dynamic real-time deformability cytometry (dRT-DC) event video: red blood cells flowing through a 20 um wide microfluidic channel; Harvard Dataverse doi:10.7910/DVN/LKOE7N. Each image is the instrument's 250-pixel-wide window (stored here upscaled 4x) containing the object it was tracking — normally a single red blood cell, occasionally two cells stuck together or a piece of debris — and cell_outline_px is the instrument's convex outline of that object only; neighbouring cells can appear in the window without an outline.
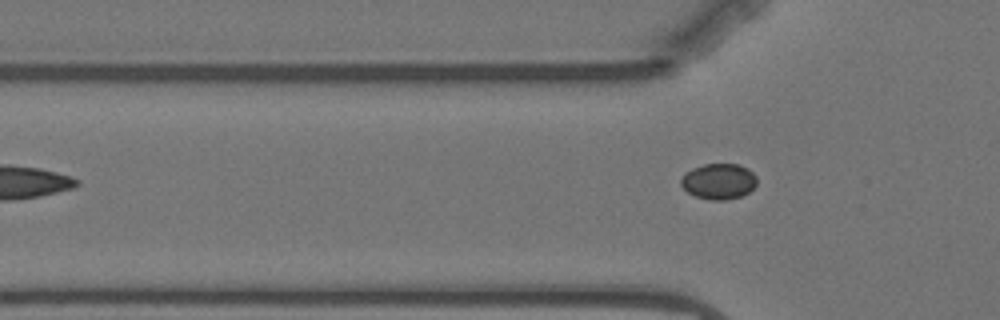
{"species": "Egyptian fruit bat (a non-hibernating species)", "species_latin": "Rousettus aegyptiacus", "temperature_condition": "warm", "stored_images_in_passage": 4, "camera_frame_rate_fps": 3000, "um_per_image_px": 0.085, "animal": {"sex": "female"}, "frame": {"image": 1, "passage_image": 4, "time_ms": 3.667, "image_size_px": [1000, 320], "cell_outline_px": [[756, 184], [748, 192], [740, 196], [724, 200], [712, 200], [696, 196], [688, 192], [680, 184], [680, 180], [684, 172], [692, 168], [704, 164], [740, 164], [748, 168], [756, 176]], "centroid_in_image_um": [61.07, 15.39], "position_along_channel_um": 64.7, "area_um2": 15.78}}